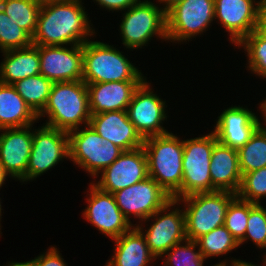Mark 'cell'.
I'll list each match as a JSON object with an SVG mask.
<instances>
[{
    "instance_id": "6da1fadb",
    "label": "cell",
    "mask_w": 266,
    "mask_h": 266,
    "mask_svg": "<svg viewBox=\"0 0 266 266\" xmlns=\"http://www.w3.org/2000/svg\"><path fill=\"white\" fill-rule=\"evenodd\" d=\"M81 0H55L41 4L33 45H80L93 36ZM94 31V32H93Z\"/></svg>"
},
{
    "instance_id": "7a4b0ae2",
    "label": "cell",
    "mask_w": 266,
    "mask_h": 266,
    "mask_svg": "<svg viewBox=\"0 0 266 266\" xmlns=\"http://www.w3.org/2000/svg\"><path fill=\"white\" fill-rule=\"evenodd\" d=\"M48 117L45 125L69 133L89 125L91 112L87 85L83 80L53 83L44 109L37 118Z\"/></svg>"
},
{
    "instance_id": "3957f363",
    "label": "cell",
    "mask_w": 266,
    "mask_h": 266,
    "mask_svg": "<svg viewBox=\"0 0 266 266\" xmlns=\"http://www.w3.org/2000/svg\"><path fill=\"white\" fill-rule=\"evenodd\" d=\"M148 176L153 178L172 199L181 198L183 180V140L173 133L144 139Z\"/></svg>"
},
{
    "instance_id": "277c9868",
    "label": "cell",
    "mask_w": 266,
    "mask_h": 266,
    "mask_svg": "<svg viewBox=\"0 0 266 266\" xmlns=\"http://www.w3.org/2000/svg\"><path fill=\"white\" fill-rule=\"evenodd\" d=\"M119 50L100 41L83 44V76L86 84L144 81L145 78Z\"/></svg>"
},
{
    "instance_id": "5b68a950",
    "label": "cell",
    "mask_w": 266,
    "mask_h": 266,
    "mask_svg": "<svg viewBox=\"0 0 266 266\" xmlns=\"http://www.w3.org/2000/svg\"><path fill=\"white\" fill-rule=\"evenodd\" d=\"M236 194L228 191L195 193L177 199L186 206V237L196 241L199 237L213 229L224 225L225 215L230 202ZM186 204V205H185Z\"/></svg>"
},
{
    "instance_id": "8992f818",
    "label": "cell",
    "mask_w": 266,
    "mask_h": 266,
    "mask_svg": "<svg viewBox=\"0 0 266 266\" xmlns=\"http://www.w3.org/2000/svg\"><path fill=\"white\" fill-rule=\"evenodd\" d=\"M217 142L214 132L183 140L181 198L195 193L213 192L209 166Z\"/></svg>"
},
{
    "instance_id": "52a82bcc",
    "label": "cell",
    "mask_w": 266,
    "mask_h": 266,
    "mask_svg": "<svg viewBox=\"0 0 266 266\" xmlns=\"http://www.w3.org/2000/svg\"><path fill=\"white\" fill-rule=\"evenodd\" d=\"M69 159L96 177L110 166L123 150L103 139L90 125L84 129L70 131Z\"/></svg>"
},
{
    "instance_id": "ba28073f",
    "label": "cell",
    "mask_w": 266,
    "mask_h": 266,
    "mask_svg": "<svg viewBox=\"0 0 266 266\" xmlns=\"http://www.w3.org/2000/svg\"><path fill=\"white\" fill-rule=\"evenodd\" d=\"M120 24L122 44L128 49L141 48L155 35L167 38V19L164 8L145 0L138 1L123 14Z\"/></svg>"
},
{
    "instance_id": "9c48e42d",
    "label": "cell",
    "mask_w": 266,
    "mask_h": 266,
    "mask_svg": "<svg viewBox=\"0 0 266 266\" xmlns=\"http://www.w3.org/2000/svg\"><path fill=\"white\" fill-rule=\"evenodd\" d=\"M166 19L168 40H190L215 19L214 0H181L166 12Z\"/></svg>"
},
{
    "instance_id": "30bf717a",
    "label": "cell",
    "mask_w": 266,
    "mask_h": 266,
    "mask_svg": "<svg viewBox=\"0 0 266 266\" xmlns=\"http://www.w3.org/2000/svg\"><path fill=\"white\" fill-rule=\"evenodd\" d=\"M63 158L69 159V135L47 125L35 129L26 175L23 182L33 180L54 167Z\"/></svg>"
},
{
    "instance_id": "8fae6325",
    "label": "cell",
    "mask_w": 266,
    "mask_h": 266,
    "mask_svg": "<svg viewBox=\"0 0 266 266\" xmlns=\"http://www.w3.org/2000/svg\"><path fill=\"white\" fill-rule=\"evenodd\" d=\"M113 195L117 206L129 221L128 216L131 214L146 221L172 200V197L150 176Z\"/></svg>"
},
{
    "instance_id": "7c38bea8",
    "label": "cell",
    "mask_w": 266,
    "mask_h": 266,
    "mask_svg": "<svg viewBox=\"0 0 266 266\" xmlns=\"http://www.w3.org/2000/svg\"><path fill=\"white\" fill-rule=\"evenodd\" d=\"M151 90L145 79L135 90L126 110L130 122L143 139L169 133L161 126L167 119L165 102Z\"/></svg>"
},
{
    "instance_id": "4fadbf2b",
    "label": "cell",
    "mask_w": 266,
    "mask_h": 266,
    "mask_svg": "<svg viewBox=\"0 0 266 266\" xmlns=\"http://www.w3.org/2000/svg\"><path fill=\"white\" fill-rule=\"evenodd\" d=\"M175 204H180L177 200L172 199L163 208L157 210L152 216L147 218H154V224L142 232L146 243L150 249V252L158 257L164 256L174 245L185 241L186 237V226H185V213L184 209L179 210L178 208L173 209L169 213L167 211ZM165 212V213H164ZM161 213H164L161 215Z\"/></svg>"
},
{
    "instance_id": "5bb4252c",
    "label": "cell",
    "mask_w": 266,
    "mask_h": 266,
    "mask_svg": "<svg viewBox=\"0 0 266 266\" xmlns=\"http://www.w3.org/2000/svg\"><path fill=\"white\" fill-rule=\"evenodd\" d=\"M90 184L84 219L112 240L119 238L133 227L132 223L123 215L112 193L100 190L94 183Z\"/></svg>"
},
{
    "instance_id": "9a60e30c",
    "label": "cell",
    "mask_w": 266,
    "mask_h": 266,
    "mask_svg": "<svg viewBox=\"0 0 266 266\" xmlns=\"http://www.w3.org/2000/svg\"><path fill=\"white\" fill-rule=\"evenodd\" d=\"M40 74L52 81H79L83 76V45H39Z\"/></svg>"
},
{
    "instance_id": "2e32d148",
    "label": "cell",
    "mask_w": 266,
    "mask_h": 266,
    "mask_svg": "<svg viewBox=\"0 0 266 266\" xmlns=\"http://www.w3.org/2000/svg\"><path fill=\"white\" fill-rule=\"evenodd\" d=\"M94 183L100 190L115 193L148 177L147 157L143 146L123 153L101 172Z\"/></svg>"
},
{
    "instance_id": "e0dca14e",
    "label": "cell",
    "mask_w": 266,
    "mask_h": 266,
    "mask_svg": "<svg viewBox=\"0 0 266 266\" xmlns=\"http://www.w3.org/2000/svg\"><path fill=\"white\" fill-rule=\"evenodd\" d=\"M255 4V0H214L215 19L230 33L235 46L258 29L259 2Z\"/></svg>"
},
{
    "instance_id": "ac0fdd59",
    "label": "cell",
    "mask_w": 266,
    "mask_h": 266,
    "mask_svg": "<svg viewBox=\"0 0 266 266\" xmlns=\"http://www.w3.org/2000/svg\"><path fill=\"white\" fill-rule=\"evenodd\" d=\"M31 128V125H29L1 129L3 133L0 134V163L9 176L11 175V177L19 180L27 172L33 142Z\"/></svg>"
},
{
    "instance_id": "d6986e66",
    "label": "cell",
    "mask_w": 266,
    "mask_h": 266,
    "mask_svg": "<svg viewBox=\"0 0 266 266\" xmlns=\"http://www.w3.org/2000/svg\"><path fill=\"white\" fill-rule=\"evenodd\" d=\"M89 125L103 138L123 151L140 148L144 139L130 122L127 111H108L91 115Z\"/></svg>"
},
{
    "instance_id": "ffe728a7",
    "label": "cell",
    "mask_w": 266,
    "mask_h": 266,
    "mask_svg": "<svg viewBox=\"0 0 266 266\" xmlns=\"http://www.w3.org/2000/svg\"><path fill=\"white\" fill-rule=\"evenodd\" d=\"M262 125L258 117L248 108L229 107L218 116L214 133L219 143L239 149Z\"/></svg>"
},
{
    "instance_id": "44dd1931",
    "label": "cell",
    "mask_w": 266,
    "mask_h": 266,
    "mask_svg": "<svg viewBox=\"0 0 266 266\" xmlns=\"http://www.w3.org/2000/svg\"><path fill=\"white\" fill-rule=\"evenodd\" d=\"M143 81H112L86 84L91 115L127 110L135 90Z\"/></svg>"
},
{
    "instance_id": "7402d4cb",
    "label": "cell",
    "mask_w": 266,
    "mask_h": 266,
    "mask_svg": "<svg viewBox=\"0 0 266 266\" xmlns=\"http://www.w3.org/2000/svg\"><path fill=\"white\" fill-rule=\"evenodd\" d=\"M209 167L213 192L228 191L237 194L242 180L237 149L217 142L213 147Z\"/></svg>"
},
{
    "instance_id": "603a6c76",
    "label": "cell",
    "mask_w": 266,
    "mask_h": 266,
    "mask_svg": "<svg viewBox=\"0 0 266 266\" xmlns=\"http://www.w3.org/2000/svg\"><path fill=\"white\" fill-rule=\"evenodd\" d=\"M142 231L143 227L133 226L119 238L113 239L116 243L115 254L106 266H147L151 259L155 260Z\"/></svg>"
},
{
    "instance_id": "cb8c5ba5",
    "label": "cell",
    "mask_w": 266,
    "mask_h": 266,
    "mask_svg": "<svg viewBox=\"0 0 266 266\" xmlns=\"http://www.w3.org/2000/svg\"><path fill=\"white\" fill-rule=\"evenodd\" d=\"M0 82L14 84L30 76L40 74L39 45L2 51Z\"/></svg>"
},
{
    "instance_id": "d4e9b609",
    "label": "cell",
    "mask_w": 266,
    "mask_h": 266,
    "mask_svg": "<svg viewBox=\"0 0 266 266\" xmlns=\"http://www.w3.org/2000/svg\"><path fill=\"white\" fill-rule=\"evenodd\" d=\"M37 115L12 84L0 82V131L32 125Z\"/></svg>"
},
{
    "instance_id": "484cf974",
    "label": "cell",
    "mask_w": 266,
    "mask_h": 266,
    "mask_svg": "<svg viewBox=\"0 0 266 266\" xmlns=\"http://www.w3.org/2000/svg\"><path fill=\"white\" fill-rule=\"evenodd\" d=\"M237 151L242 175L266 167V128L260 125Z\"/></svg>"
},
{
    "instance_id": "4316f807",
    "label": "cell",
    "mask_w": 266,
    "mask_h": 266,
    "mask_svg": "<svg viewBox=\"0 0 266 266\" xmlns=\"http://www.w3.org/2000/svg\"><path fill=\"white\" fill-rule=\"evenodd\" d=\"M12 85L26 104L38 115L47 103L53 82L38 74L19 80Z\"/></svg>"
},
{
    "instance_id": "83f0119b",
    "label": "cell",
    "mask_w": 266,
    "mask_h": 266,
    "mask_svg": "<svg viewBox=\"0 0 266 266\" xmlns=\"http://www.w3.org/2000/svg\"><path fill=\"white\" fill-rule=\"evenodd\" d=\"M41 4L39 0H3L0 7L32 37L36 30Z\"/></svg>"
},
{
    "instance_id": "f1b7e54d",
    "label": "cell",
    "mask_w": 266,
    "mask_h": 266,
    "mask_svg": "<svg viewBox=\"0 0 266 266\" xmlns=\"http://www.w3.org/2000/svg\"><path fill=\"white\" fill-rule=\"evenodd\" d=\"M196 242L198 243L202 255L206 259L208 257L229 253L240 246L239 242L224 225L202 235Z\"/></svg>"
},
{
    "instance_id": "f546056e",
    "label": "cell",
    "mask_w": 266,
    "mask_h": 266,
    "mask_svg": "<svg viewBox=\"0 0 266 266\" xmlns=\"http://www.w3.org/2000/svg\"><path fill=\"white\" fill-rule=\"evenodd\" d=\"M237 46H242L247 51L249 70L266 78V35L256 29Z\"/></svg>"
},
{
    "instance_id": "4dcf8cb0",
    "label": "cell",
    "mask_w": 266,
    "mask_h": 266,
    "mask_svg": "<svg viewBox=\"0 0 266 266\" xmlns=\"http://www.w3.org/2000/svg\"><path fill=\"white\" fill-rule=\"evenodd\" d=\"M32 45V37L17 25L0 7V49L26 48Z\"/></svg>"
},
{
    "instance_id": "1f68e13d",
    "label": "cell",
    "mask_w": 266,
    "mask_h": 266,
    "mask_svg": "<svg viewBox=\"0 0 266 266\" xmlns=\"http://www.w3.org/2000/svg\"><path fill=\"white\" fill-rule=\"evenodd\" d=\"M255 205V203L244 201L236 196L227 208L224 226L238 242L245 236L249 211Z\"/></svg>"
},
{
    "instance_id": "d6a6232c",
    "label": "cell",
    "mask_w": 266,
    "mask_h": 266,
    "mask_svg": "<svg viewBox=\"0 0 266 266\" xmlns=\"http://www.w3.org/2000/svg\"><path fill=\"white\" fill-rule=\"evenodd\" d=\"M184 242V246L180 242L165 253L167 261H163L164 266H203L206 258L202 255L198 243L189 239Z\"/></svg>"
},
{
    "instance_id": "836d02e7",
    "label": "cell",
    "mask_w": 266,
    "mask_h": 266,
    "mask_svg": "<svg viewBox=\"0 0 266 266\" xmlns=\"http://www.w3.org/2000/svg\"><path fill=\"white\" fill-rule=\"evenodd\" d=\"M236 196L260 204V199L266 197V167L243 174Z\"/></svg>"
},
{
    "instance_id": "e575fe53",
    "label": "cell",
    "mask_w": 266,
    "mask_h": 266,
    "mask_svg": "<svg viewBox=\"0 0 266 266\" xmlns=\"http://www.w3.org/2000/svg\"><path fill=\"white\" fill-rule=\"evenodd\" d=\"M247 239L259 248H263L266 243V208L261 204H256L250 211L247 221V228L244 238L239 242V245Z\"/></svg>"
},
{
    "instance_id": "d590c367",
    "label": "cell",
    "mask_w": 266,
    "mask_h": 266,
    "mask_svg": "<svg viewBox=\"0 0 266 266\" xmlns=\"http://www.w3.org/2000/svg\"><path fill=\"white\" fill-rule=\"evenodd\" d=\"M55 247H51L47 252L32 259L34 266H67Z\"/></svg>"
},
{
    "instance_id": "8d00e7d4",
    "label": "cell",
    "mask_w": 266,
    "mask_h": 266,
    "mask_svg": "<svg viewBox=\"0 0 266 266\" xmlns=\"http://www.w3.org/2000/svg\"><path fill=\"white\" fill-rule=\"evenodd\" d=\"M101 7H105L109 11L127 10L135 5L139 0H95Z\"/></svg>"
},
{
    "instance_id": "74e56055",
    "label": "cell",
    "mask_w": 266,
    "mask_h": 266,
    "mask_svg": "<svg viewBox=\"0 0 266 266\" xmlns=\"http://www.w3.org/2000/svg\"><path fill=\"white\" fill-rule=\"evenodd\" d=\"M259 24H266V0L259 1Z\"/></svg>"
},
{
    "instance_id": "f35d334b",
    "label": "cell",
    "mask_w": 266,
    "mask_h": 266,
    "mask_svg": "<svg viewBox=\"0 0 266 266\" xmlns=\"http://www.w3.org/2000/svg\"><path fill=\"white\" fill-rule=\"evenodd\" d=\"M264 265L266 264V260H264ZM263 265V266H264ZM231 266H257L255 264H252V263H249V262H246V261H242V260H232L231 261ZM259 266V265H258ZM261 266V265H260ZM266 266V265H265Z\"/></svg>"
},
{
    "instance_id": "ab89813d",
    "label": "cell",
    "mask_w": 266,
    "mask_h": 266,
    "mask_svg": "<svg viewBox=\"0 0 266 266\" xmlns=\"http://www.w3.org/2000/svg\"><path fill=\"white\" fill-rule=\"evenodd\" d=\"M181 0H158V2L165 3L164 10L167 12L171 7H173L176 3L180 2Z\"/></svg>"
},
{
    "instance_id": "60d3db41",
    "label": "cell",
    "mask_w": 266,
    "mask_h": 266,
    "mask_svg": "<svg viewBox=\"0 0 266 266\" xmlns=\"http://www.w3.org/2000/svg\"><path fill=\"white\" fill-rule=\"evenodd\" d=\"M6 266H34V263L32 260L26 261V262H11L10 264Z\"/></svg>"
},
{
    "instance_id": "b9f144b4",
    "label": "cell",
    "mask_w": 266,
    "mask_h": 266,
    "mask_svg": "<svg viewBox=\"0 0 266 266\" xmlns=\"http://www.w3.org/2000/svg\"><path fill=\"white\" fill-rule=\"evenodd\" d=\"M8 174L4 171V168L2 167V164L0 163V187L2 184H4V181L6 180V177Z\"/></svg>"
},
{
    "instance_id": "7bdbcfd3",
    "label": "cell",
    "mask_w": 266,
    "mask_h": 266,
    "mask_svg": "<svg viewBox=\"0 0 266 266\" xmlns=\"http://www.w3.org/2000/svg\"><path fill=\"white\" fill-rule=\"evenodd\" d=\"M260 109H261V111H262V113H263V117H264V121L266 122V99L264 100V102L263 103H261V105H260ZM266 124V123H265Z\"/></svg>"
},
{
    "instance_id": "ee69618b",
    "label": "cell",
    "mask_w": 266,
    "mask_h": 266,
    "mask_svg": "<svg viewBox=\"0 0 266 266\" xmlns=\"http://www.w3.org/2000/svg\"><path fill=\"white\" fill-rule=\"evenodd\" d=\"M258 29H259L264 35H266V24H259V25H258Z\"/></svg>"
},
{
    "instance_id": "f6af8a7d",
    "label": "cell",
    "mask_w": 266,
    "mask_h": 266,
    "mask_svg": "<svg viewBox=\"0 0 266 266\" xmlns=\"http://www.w3.org/2000/svg\"><path fill=\"white\" fill-rule=\"evenodd\" d=\"M214 266H228V264L225 261H223V263L220 262V263H218V264H216Z\"/></svg>"
},
{
    "instance_id": "bcb514c9",
    "label": "cell",
    "mask_w": 266,
    "mask_h": 266,
    "mask_svg": "<svg viewBox=\"0 0 266 266\" xmlns=\"http://www.w3.org/2000/svg\"><path fill=\"white\" fill-rule=\"evenodd\" d=\"M41 3L47 2V1H55V0H39Z\"/></svg>"
},
{
    "instance_id": "7dc6e473",
    "label": "cell",
    "mask_w": 266,
    "mask_h": 266,
    "mask_svg": "<svg viewBox=\"0 0 266 266\" xmlns=\"http://www.w3.org/2000/svg\"><path fill=\"white\" fill-rule=\"evenodd\" d=\"M1 207H2V206H1V202H0V217L2 216V215H1V210H2ZM0 219H1V218H0ZM0 227H1V226H0ZM0 232H1V231H0Z\"/></svg>"
},
{
    "instance_id": "c3c4849f",
    "label": "cell",
    "mask_w": 266,
    "mask_h": 266,
    "mask_svg": "<svg viewBox=\"0 0 266 266\" xmlns=\"http://www.w3.org/2000/svg\"><path fill=\"white\" fill-rule=\"evenodd\" d=\"M263 248H265V249H266V243H265V245H264V247H263ZM265 257H266V253H265ZM264 260H266V258H264V259H263V261H264Z\"/></svg>"
}]
</instances>
